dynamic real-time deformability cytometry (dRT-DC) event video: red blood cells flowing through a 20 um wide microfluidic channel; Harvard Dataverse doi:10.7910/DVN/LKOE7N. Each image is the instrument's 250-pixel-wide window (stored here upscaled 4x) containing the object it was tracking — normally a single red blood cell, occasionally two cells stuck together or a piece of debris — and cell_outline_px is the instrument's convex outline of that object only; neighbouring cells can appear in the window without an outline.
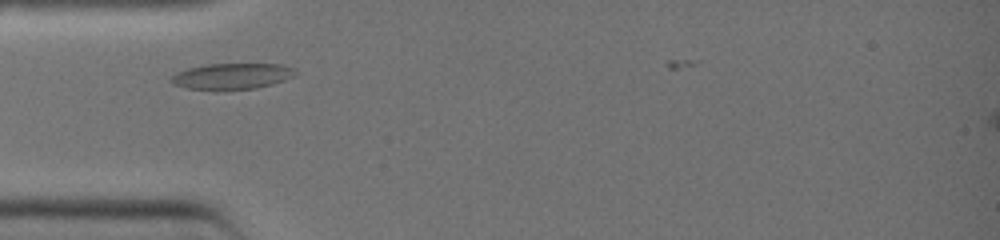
{"species": "common noctule bat (a hibernating species)", "species_latin": "Nyctalus noctula", "temperature_condition": "warm", "stored_images_in_passage": 24, "camera_frame_rate_fps": 3000, "um_per_image_px": 0.085, "animal": {"sex": "female", "body_mass_g": 19.0, "forearm_length_mm": 51.5}, "frame": {"image": 1, "passage_image": 2, "time_ms": 0.333, "image_size_px": [1000, 240], "cell_outline_px": [[300, 72], [284, 80], [272, 84], [256, 88], [188, 88], [172, 84], [168, 80], [176, 72], [188, 68], [204, 64], [280, 64], [292, 68]], "centroid_in_image_um": [19.71, 6.45], "position_along_channel_um": 65.3, "area_um2": 18.38}}
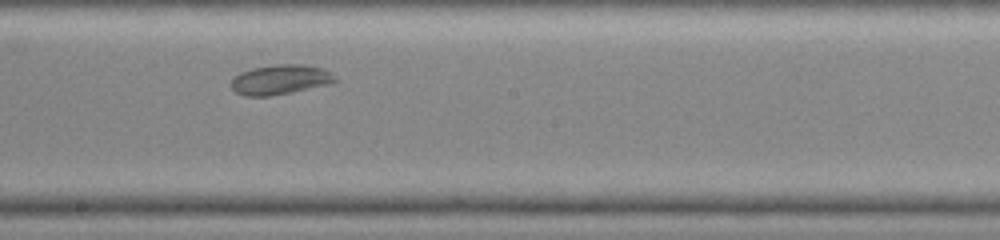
{"frame": {"image": 2, "passage_image": 12, "time_ms": 3.667, "image_size_px": [1000, 240], "cell_outline_px": [[340, 80], [328, 84], [292, 92], [268, 96], [244, 96], [236, 92], [232, 88], [232, 80], [240, 72], [252, 68], [276, 64], [304, 64], [324, 68], [332, 72]], "centroid_in_image_um": [23.87, 6.75], "position_along_channel_um": 224.3, "area_um2": 18.15}}
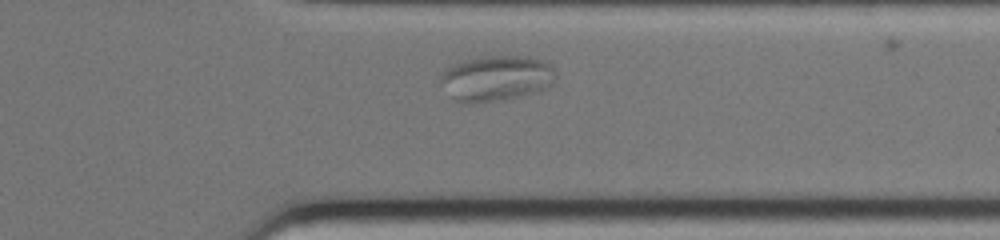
{"frame": {"image": 3, "passage_image": 21, "time_ms": 6.667, "image_size_px": [1000, 240], "cell_outline_px": [[556, 76], [552, 84], [536, 92], [504, 100], [472, 104], [460, 104], [452, 96], [440, 80], [440, 72], [444, 68], [460, 60], [480, 56], [528, 56], [544, 60], [552, 68]], "centroid_in_image_um": [42.14, 6.64], "position_along_channel_um": 369.3, "area_um2": 30.98}}